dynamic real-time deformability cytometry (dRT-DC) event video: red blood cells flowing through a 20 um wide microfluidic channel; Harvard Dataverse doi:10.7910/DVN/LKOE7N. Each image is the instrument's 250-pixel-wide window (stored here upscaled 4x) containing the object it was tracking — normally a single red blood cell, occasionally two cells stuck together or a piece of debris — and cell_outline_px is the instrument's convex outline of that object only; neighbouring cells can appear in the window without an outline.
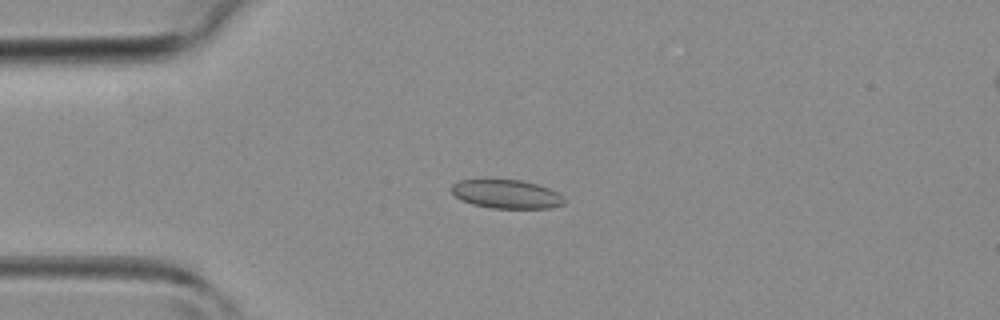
{"species": "common noctule bat (a hibernating species)", "species_latin": "Nyctalus noctula", "temperature_condition": "room temperature", "stored_images_in_passage": 38, "camera_frame_rate_fps": 3000, "um_per_image_px": 0.085, "animal": {"sex": "female", "body_mass_g": 19.3, "forearm_length_mm": 54.1}, "frame": {"image": 1, "passage_image": 6, "time_ms": 1.667, "image_size_px": [1000, 320], "cell_outline_px": [[564, 204], [548, 208], [492, 208], [472, 204], [456, 196], [452, 192], [452, 184], [460, 180], [520, 180], [536, 184], [548, 188], [556, 192], [564, 200]], "centroid_in_image_um": [43.04, 16.5], "position_along_channel_um": 42.0, "area_um2": 18.44}}
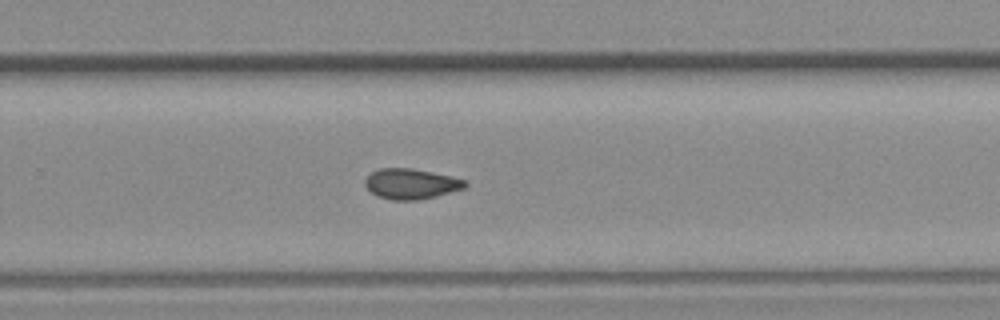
{"frame": {"image": 2, "passage_image": 23, "time_ms": 7.333, "image_size_px": [1000, 320], "cell_outline_px": [[468, 184], [464, 188], [436, 196], [420, 200], [392, 200], [376, 196], [364, 184], [364, 180], [372, 172], [380, 168], [412, 168], [452, 176], [464, 180]], "centroid_in_image_um": [34.93, 15.63], "position_along_channel_um": 294.9, "area_um2": 17.69}}
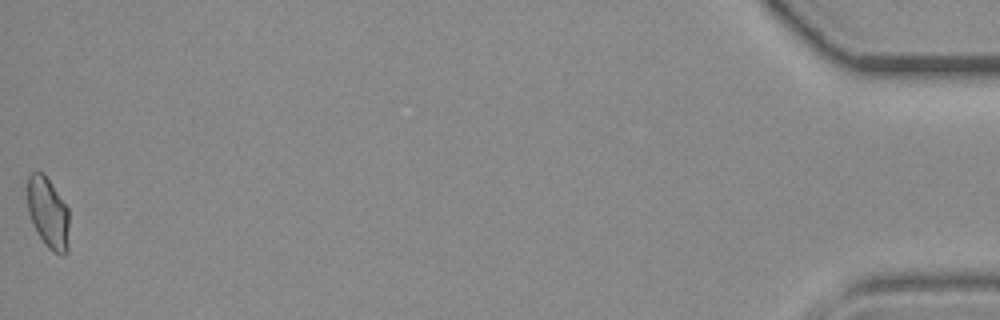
{"frame": {"image": 3, "passage_image": 38, "time_ms": 12.333, "image_size_px": [1000, 320], "cell_outline_px": [[68, 252], [64, 256], [60, 256], [48, 248], [44, 244], [28, 212], [28, 176], [32, 172], [44, 172], [68, 208]], "centroid_in_image_um": [4.11, 18.11], "position_along_channel_um": 431.1, "area_um2": 17.17}}